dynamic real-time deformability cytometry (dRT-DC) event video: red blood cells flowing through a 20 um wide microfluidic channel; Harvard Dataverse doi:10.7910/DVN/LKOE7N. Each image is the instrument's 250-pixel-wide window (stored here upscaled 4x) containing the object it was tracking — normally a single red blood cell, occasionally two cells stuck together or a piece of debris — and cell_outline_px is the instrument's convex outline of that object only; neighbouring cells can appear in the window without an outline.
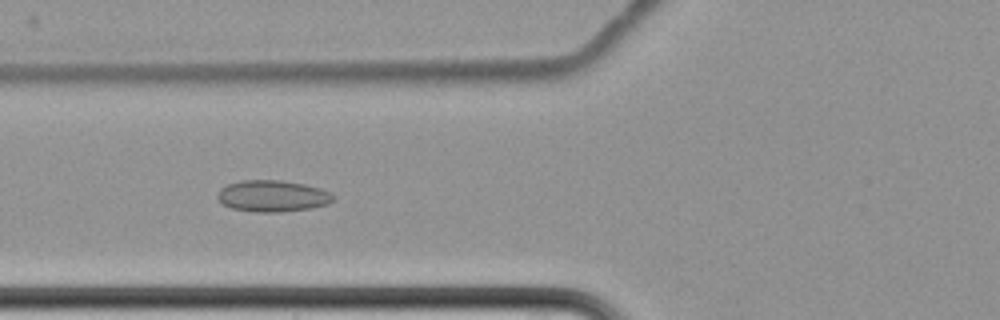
{"species": "common noctule bat (a hibernating species)", "species_latin": "Nyctalus noctula", "temperature_condition": "cold", "stored_images_in_passage": 8, "camera_frame_rate_fps": 3000, "um_per_image_px": 0.085, "animal": {"sex": "female", "body_mass_g": 22.7, "forearm_length_mm": 54.2}, "frame": {"image": 1, "passage_image": 7, "time_ms": 9.667, "image_size_px": [1000, 320], "cell_outline_px": [[336, 196], [328, 204], [312, 208], [280, 212], [256, 212], [232, 208], [224, 204], [216, 196], [220, 188], [228, 184], [240, 180], [280, 180], [304, 184], [320, 188]], "centroid_in_image_um": [23.17, 16.66], "position_along_channel_um": 102.6, "area_um2": 21.21}}
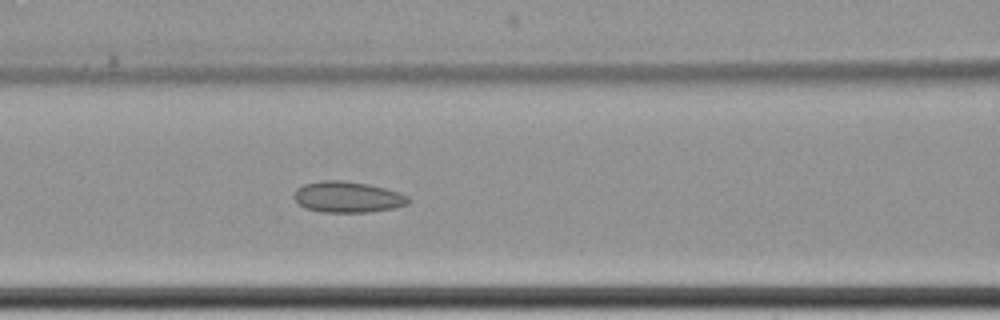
{"frame": {"image": 2, "passage_image": 8, "time_ms": 10.667, "image_size_px": [1000, 320], "cell_outline_px": [[408, 204], [396, 208], [368, 212], [320, 212], [304, 208], [296, 200], [296, 188], [304, 184], [320, 180], [344, 180], [368, 184], [400, 192], [408, 196]], "centroid_in_image_um": [29.56, 16.74], "position_along_channel_um": 137.0, "area_um2": 20.69}}